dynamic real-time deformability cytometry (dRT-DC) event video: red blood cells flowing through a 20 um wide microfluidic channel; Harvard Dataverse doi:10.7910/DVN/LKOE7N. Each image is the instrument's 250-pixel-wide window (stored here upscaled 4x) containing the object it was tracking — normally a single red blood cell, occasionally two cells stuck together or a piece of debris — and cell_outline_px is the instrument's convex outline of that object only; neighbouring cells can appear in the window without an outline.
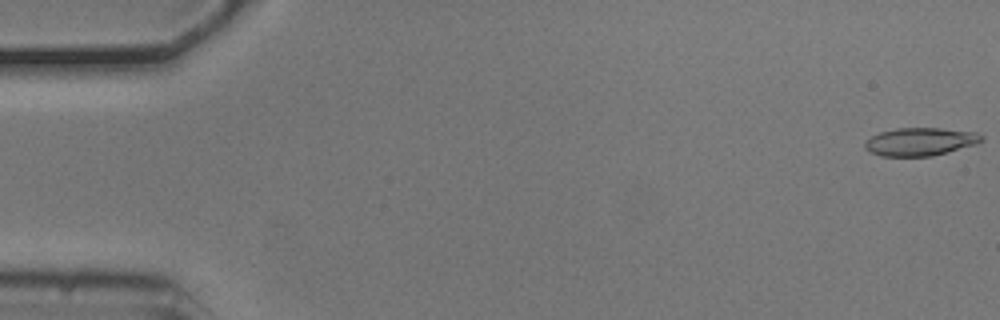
{"species": "common noctule bat (a hibernating species)", "species_latin": "Nyctalus noctula", "temperature_condition": "cold", "stored_images_in_passage": 4, "camera_frame_rate_fps": 3000, "um_per_image_px": 0.085, "animal": {"sex": "male", "body_mass_g": 20.5, "forearm_length_mm": 52.5}, "frame": {"image": 1, "passage_image": 1, "time_ms": 0.0, "image_size_px": [1000, 320], "cell_outline_px": [[984, 140], [976, 144], [932, 156], [880, 156], [864, 148], [864, 144], [872, 136], [880, 132], [896, 128], [940, 128], [976, 132], [984, 136]], "centroid_in_image_um": [78.24, 12.04], "position_along_channel_um": 6.8, "area_um2": 18.96}}